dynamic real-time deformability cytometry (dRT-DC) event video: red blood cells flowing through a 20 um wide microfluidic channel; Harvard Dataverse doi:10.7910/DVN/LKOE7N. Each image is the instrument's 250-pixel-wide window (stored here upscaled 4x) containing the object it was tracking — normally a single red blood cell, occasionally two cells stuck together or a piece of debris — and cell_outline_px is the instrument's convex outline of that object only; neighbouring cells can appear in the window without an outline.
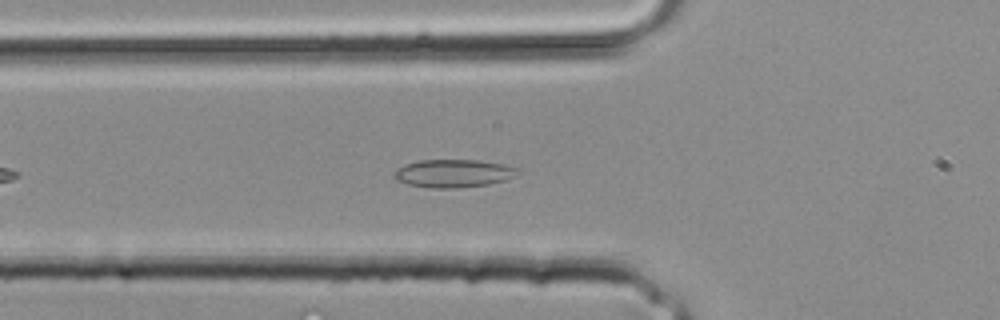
{"species": "common noctule bat (a hibernating species)", "species_latin": "Nyctalus noctula", "temperature_condition": "room temperature", "stored_images_in_passage": 26, "camera_frame_rate_fps": 3000, "um_per_image_px": 0.085, "animal": {"sex": "male", "body_mass_g": 20.4}, "frame": {"image": 1, "passage_image": 5, "time_ms": 1.333, "image_size_px": [1000, 320], "cell_outline_px": [[520, 172], [504, 180], [488, 184], [456, 188], [432, 188], [408, 184], [396, 180], [392, 176], [396, 168], [404, 164], [420, 160], [480, 160], [504, 164], [520, 168]], "centroid_in_image_um": [38.52, 14.72], "position_along_channel_um": 87.3, "area_um2": 20.23}}
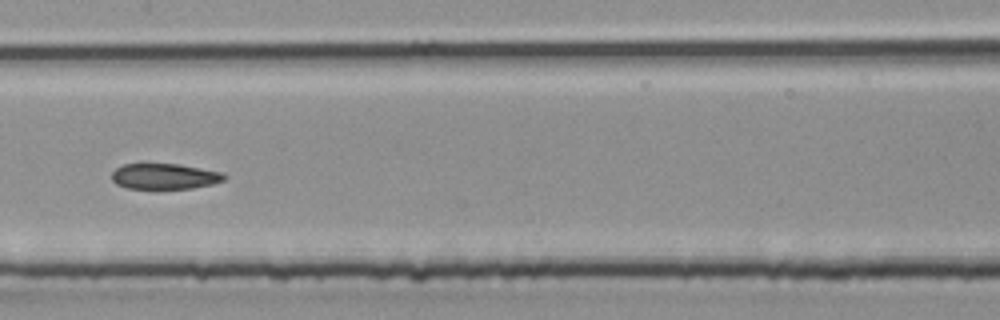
{"frame": {"image": 2, "passage_image": 10, "time_ms": 3.0, "image_size_px": [1000, 320], "cell_outline_px": [[228, 176], [224, 180], [212, 184], [192, 188], [128, 188], [116, 184], [112, 180], [112, 172], [116, 168], [124, 164], [180, 164], [224, 172]], "centroid_in_image_um": [14.03, 14.98], "position_along_channel_um": 193.4, "area_um2": 16.82}}
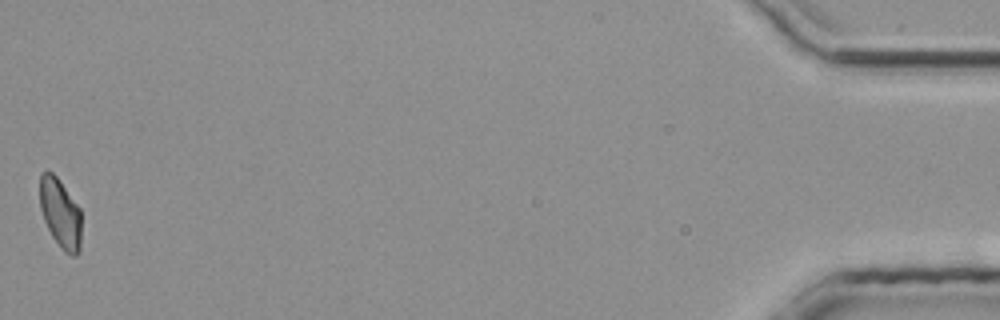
{"frame": {"image": 3, "passage_image": 26, "time_ms": 8.333, "image_size_px": [1000, 320], "cell_outline_px": [[80, 252], [76, 256], [72, 256], [64, 252], [60, 248], [52, 236], [44, 220], [40, 208], [40, 172], [52, 172], [56, 176], [80, 208]], "centroid_in_image_um": [5.13, 18.16], "position_along_channel_um": 430.1, "area_um2": 16.76}}